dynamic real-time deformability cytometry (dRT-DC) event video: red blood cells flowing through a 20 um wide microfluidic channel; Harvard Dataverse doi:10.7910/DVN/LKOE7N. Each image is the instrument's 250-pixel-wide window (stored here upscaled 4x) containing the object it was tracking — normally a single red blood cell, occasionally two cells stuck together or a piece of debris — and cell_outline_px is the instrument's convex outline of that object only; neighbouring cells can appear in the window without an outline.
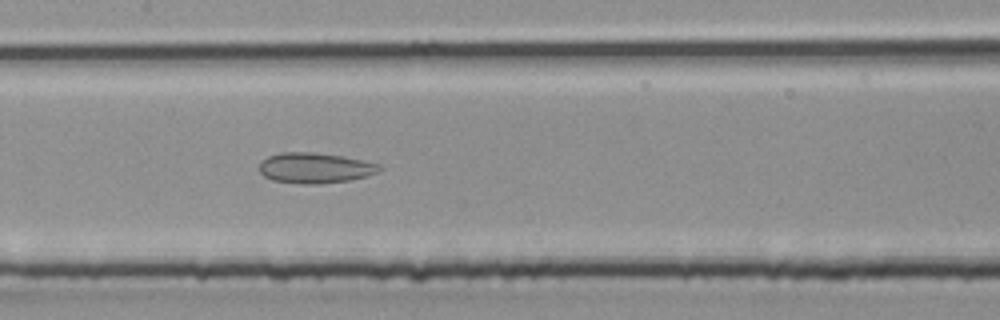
{"species": "common noctule bat (a hibernating species)", "species_latin": "Nyctalus noctula", "temperature_condition": "room temperature", "stored_images_in_passage": 12, "camera_frame_rate_fps": 3000, "um_per_image_px": 0.085, "animal": {"sex": "male", "body_mass_g": 20.4}, "frame": {"image": 1, "passage_image": 10, "time_ms": 3.0, "image_size_px": [1000, 320], "cell_outline_px": [[384, 168], [376, 172], [364, 176], [348, 180], [320, 184], [300, 184], [272, 180], [264, 176], [256, 168], [260, 160], [268, 156], [280, 152], [312, 152], [344, 156], [364, 160], [380, 164]], "centroid_in_image_um": [26.72, 14.26], "position_along_channel_um": 180.7, "area_um2": 21.62}}
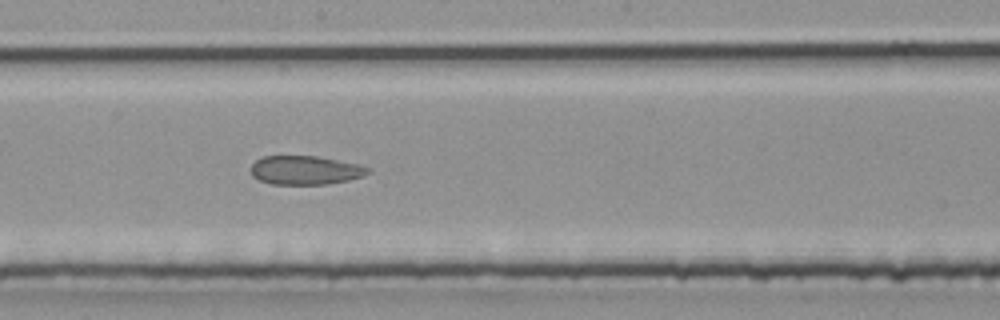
{"frame": {"image": 2, "passage_image": 12, "time_ms": 3.667, "image_size_px": [1000, 320], "cell_outline_px": [[372, 172], [348, 180], [328, 184], [272, 184], [260, 180], [252, 176], [248, 168], [256, 160], [264, 156], [316, 156], [356, 164], [372, 168]], "centroid_in_image_um": [25.91, 14.47], "position_along_channel_um": 222.3, "area_um2": 19.65}}